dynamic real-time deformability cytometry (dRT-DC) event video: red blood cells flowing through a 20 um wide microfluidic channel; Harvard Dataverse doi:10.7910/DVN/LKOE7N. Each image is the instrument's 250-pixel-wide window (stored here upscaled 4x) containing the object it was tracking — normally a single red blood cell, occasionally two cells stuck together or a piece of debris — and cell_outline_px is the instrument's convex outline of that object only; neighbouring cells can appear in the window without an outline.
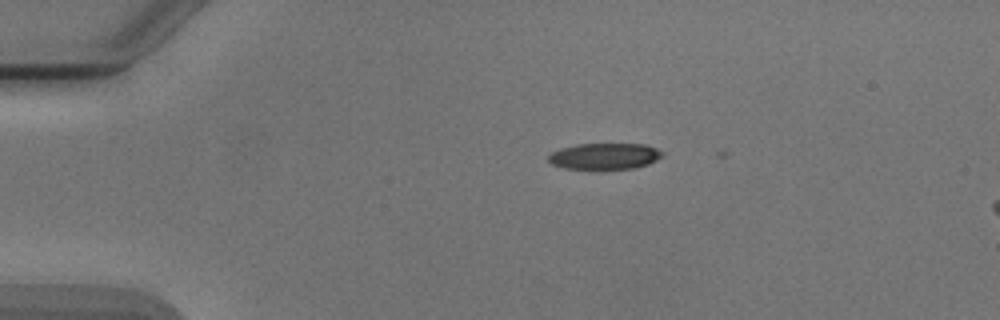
{"species": "Egyptian fruit bat (a non-hibernating species)", "species_latin": "Rousettus aegyptiacus", "temperature_condition": "cold", "stored_images_in_passage": 3, "camera_frame_rate_fps": 3000, "um_per_image_px": 0.085, "animal": {"sex": "male"}, "frame": {"image": 1, "passage_image": 1, "time_ms": 0.0, "image_size_px": [1000, 320], "cell_outline_px": [[664, 156], [648, 164], [632, 168], [600, 172], [564, 168], [552, 164], [548, 160], [548, 156], [552, 152], [560, 148], [580, 144], [644, 144], [656, 148], [664, 152]], "centroid_in_image_um": [51.39, 13.32], "position_along_channel_um": 33.6, "area_um2": 18.15}}